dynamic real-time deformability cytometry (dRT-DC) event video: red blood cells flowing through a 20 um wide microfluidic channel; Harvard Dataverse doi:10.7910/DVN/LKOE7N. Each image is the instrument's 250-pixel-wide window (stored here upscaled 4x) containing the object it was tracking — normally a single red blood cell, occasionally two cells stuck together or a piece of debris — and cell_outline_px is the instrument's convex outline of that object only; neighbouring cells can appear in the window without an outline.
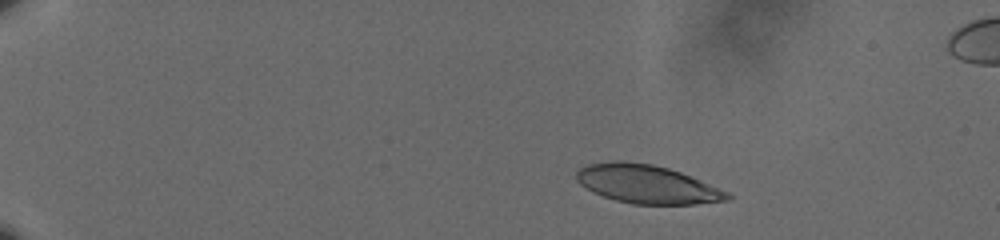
{"species": "human", "species_latin": "Homo sapiens", "temperature_condition": "cold", "stored_images_in_passage": 57, "camera_frame_rate_fps": 3000, "um_per_image_px": 0.085, "donor": {"sex": "male"}, "frame": {"image": 1, "passage_image": 9, "time_ms": 2.667, "image_size_px": [1000, 240], "cell_outline_px": [[732, 196], [728, 200], [696, 204], [632, 204], [616, 200], [592, 192], [580, 184], [576, 180], [576, 172], [580, 168], [588, 164], [612, 160], [624, 160], [652, 164], [668, 168], [680, 172], [700, 180], [728, 192]], "centroid_in_image_um": [54.96, 15.64], "position_along_channel_um": 30.0, "area_um2": 33.81}}
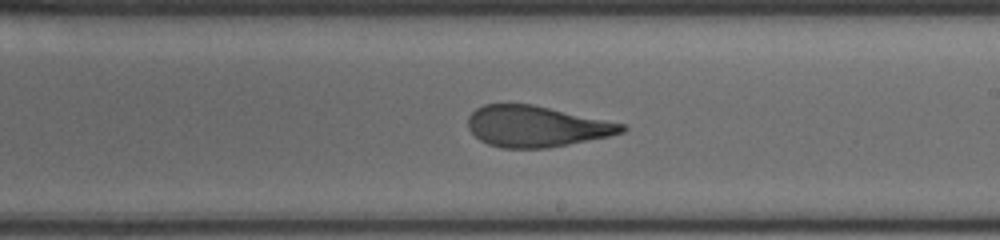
{"frame": {"image": 2, "passage_image": 36, "time_ms": 11.667, "image_size_px": [1000, 240], "cell_outline_px": [[628, 128], [624, 132], [608, 136], [548, 148], [500, 148], [488, 144], [480, 140], [468, 128], [468, 116], [476, 108], [484, 104], [532, 104], [624, 124]], "centroid_in_image_um": [45.56, 10.74], "position_along_channel_um": 243.4, "area_um2": 36.53}}
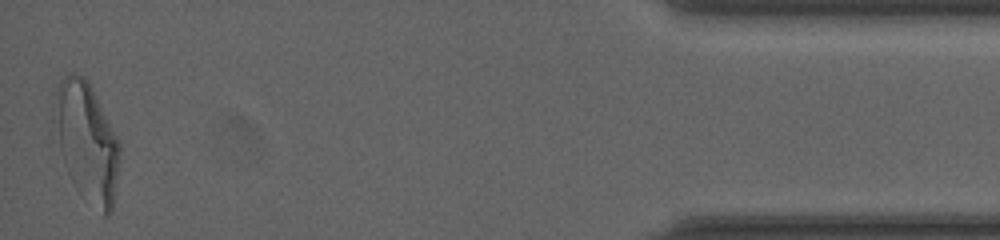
{"frame": {"image": 3, "passage_image": 57, "time_ms": 18.667, "image_size_px": [1000, 240], "cell_outline_px": [[120, 152], [112, 212], [108, 216], [104, 216], [84, 200], [80, 196], [76, 188], [60, 148], [52, 104], [60, 80], [64, 76], [72, 72], [84, 76], [88, 80], [120, 140]], "centroid_in_image_um": [7.41, 12.04], "position_along_channel_um": 427.8, "area_um2": 45.03}, "authors_computed_cell_mechanics": {"area_um2": 37.3966, "velocity_mm_per_s": 3.5858, "shape_relaxation_time_tau1_ms": 7.4487, "shape_relaxation_time_tau2_ms": 1.445, "deformation_change_tau1": 0.2507, "deformation_change_tau2": 0.1075}}